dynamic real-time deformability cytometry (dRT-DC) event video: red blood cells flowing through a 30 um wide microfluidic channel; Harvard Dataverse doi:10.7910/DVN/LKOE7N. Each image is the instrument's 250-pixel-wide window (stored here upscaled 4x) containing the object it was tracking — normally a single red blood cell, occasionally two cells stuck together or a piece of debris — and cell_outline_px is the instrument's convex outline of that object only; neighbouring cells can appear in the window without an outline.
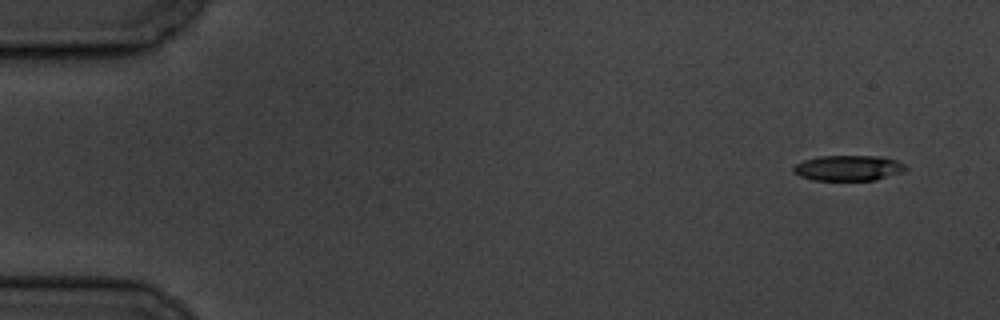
{"species": "common noctule bat (a hibernating species)", "species_latin": "Nyctalus noctula", "temperature_condition": "cold", "stored_images_in_passage": 5, "camera_frame_rate_fps": 3000, "um_per_image_px": 0.085, "animal": {"sex": "male", "body_mass_g": 19.5, "forearm_length_mm": 54.6}, "frame": {"image": 1, "passage_image": 1, "time_ms": 0.0, "image_size_px": [1000, 320], "cell_outline_px": [[908, 168], [904, 172], [876, 180], [812, 180], [800, 176], [792, 168], [796, 164], [804, 160], [816, 156], [884, 156], [896, 160], [904, 164]], "centroid_in_image_um": [72.15, 14.27], "position_along_channel_um": 12.8, "area_um2": 16.76}}
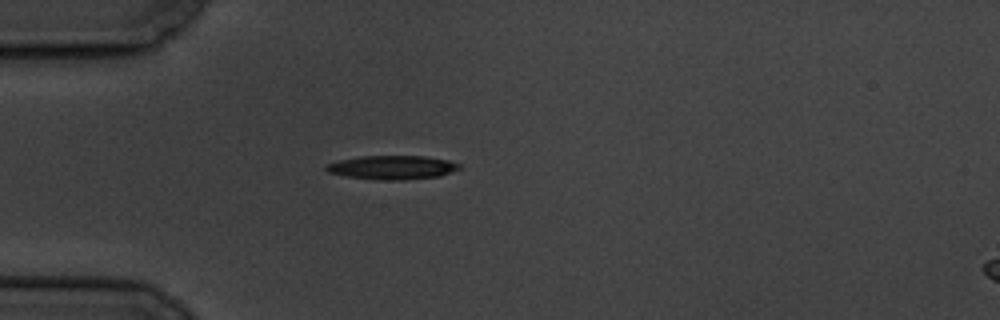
{"frame": {"image": 2, "passage_image": 5, "time_ms": 4.333, "image_size_px": [1000, 320], "cell_outline_px": [[460, 168], [440, 176], [400, 180], [376, 180], [348, 176], [328, 172], [324, 168], [328, 164], [340, 160], [360, 156], [424, 156], [448, 160], [460, 164]], "centroid_in_image_um": [33.35, 14.23], "position_along_channel_um": 51.7, "area_um2": 18.32}}